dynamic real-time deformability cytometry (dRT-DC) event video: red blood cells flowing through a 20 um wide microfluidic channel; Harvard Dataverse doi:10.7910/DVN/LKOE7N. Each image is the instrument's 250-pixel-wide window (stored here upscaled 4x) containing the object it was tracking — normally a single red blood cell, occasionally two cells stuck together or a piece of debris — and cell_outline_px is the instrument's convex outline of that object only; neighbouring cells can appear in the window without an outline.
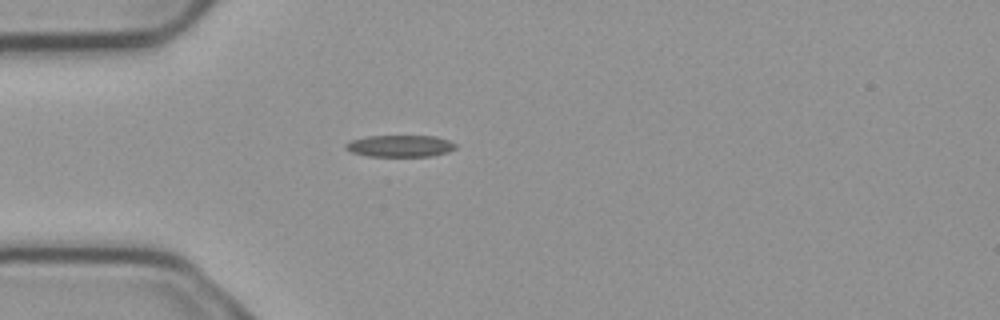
{"species": "common noctule bat (a hibernating species)", "species_latin": "Nyctalus noctula", "temperature_condition": "cold", "stored_images_in_passage": 1, "camera_frame_rate_fps": 3000, "um_per_image_px": 0.085, "animal": {"sex": "male", "body_mass_g": 23.1, "forearm_length_mm": 52.7}, "frame": {"image": 1, "passage_image": 1, "time_ms": 0.0, "image_size_px": [1000, 320], "cell_outline_px": [[456, 148], [448, 152], [432, 156], [368, 156], [352, 152], [344, 148], [344, 144], [352, 140], [368, 136], [436, 136], [448, 140], [456, 144]], "centroid_in_image_um": [34.01, 12.41], "position_along_channel_um": 51.0, "area_um2": 13.93}}